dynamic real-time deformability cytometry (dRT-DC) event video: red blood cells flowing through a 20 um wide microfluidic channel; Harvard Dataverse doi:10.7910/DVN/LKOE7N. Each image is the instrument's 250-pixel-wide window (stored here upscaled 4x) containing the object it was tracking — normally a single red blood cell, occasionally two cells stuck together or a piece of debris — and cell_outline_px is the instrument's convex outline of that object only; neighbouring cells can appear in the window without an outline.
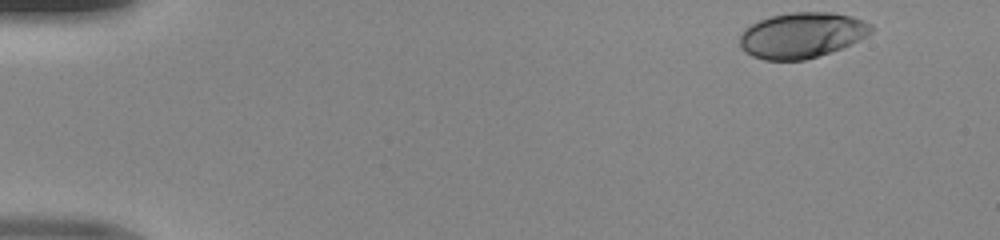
{"species": "human", "species_latin": "Homo sapiens", "temperature_condition": "room temperature", "stored_images_in_passage": 46, "camera_frame_rate_fps": 3000, "um_per_image_px": 0.085, "donor": {"sex": "male"}, "frame": {"image": 1, "passage_image": 1, "time_ms": 0.0, "image_size_px": [1000, 240], "cell_outline_px": [[872, 32], [840, 48], [804, 60], [764, 60], [752, 56], [744, 52], [740, 48], [740, 36], [744, 28], [760, 20], [772, 16], [788, 12], [832, 12], [852, 16], [864, 20], [872, 24]], "centroid_in_image_um": [68.11, 2.98], "position_along_channel_um": 16.9, "area_um2": 34.68}}
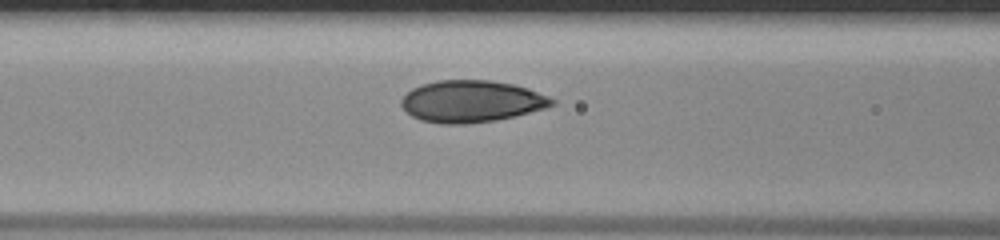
{"frame": {"image": 2, "passage_image": 18, "time_ms": 5.667, "image_size_px": [1000, 240], "cell_outline_px": [[556, 104], [544, 108], [516, 116], [496, 120], [464, 124], [440, 124], [420, 120], [412, 116], [400, 104], [400, 100], [412, 88], [420, 84], [436, 80], [492, 80], [512, 84], [528, 88], [548, 96], [556, 100]], "centroid_in_image_um": [40.07, 8.61], "position_along_channel_um": 126.5, "area_um2": 36.88}}
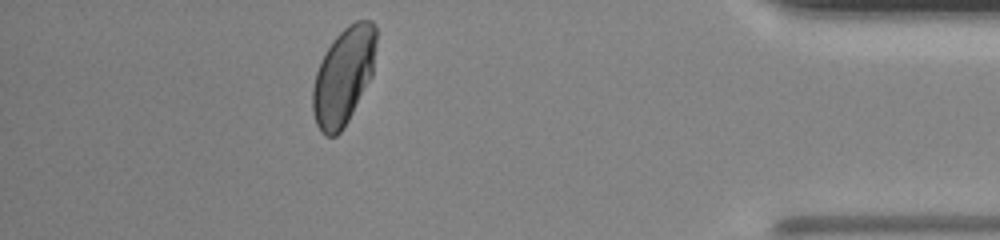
{"frame": {"image": 3, "passage_image": 41, "time_ms": 13.333, "image_size_px": [1000, 240], "cell_outline_px": [[376, 44], [372, 76], [348, 120], [340, 132], [336, 136], [324, 136], [320, 132], [316, 124], [312, 112], [312, 88], [316, 72], [332, 40], [348, 24], [356, 20], [372, 20], [376, 24]], "centroid_in_image_um": [29.2, 6.47], "position_along_channel_um": 406.0, "area_um2": 35.95}}